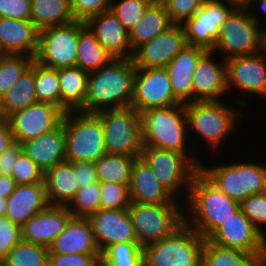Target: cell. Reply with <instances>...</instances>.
<instances>
[{
	"label": "cell",
	"mask_w": 266,
	"mask_h": 266,
	"mask_svg": "<svg viewBox=\"0 0 266 266\" xmlns=\"http://www.w3.org/2000/svg\"><path fill=\"white\" fill-rule=\"evenodd\" d=\"M225 62L230 94L232 88H236L243 92V96L255 94L266 100V48L256 54L229 58Z\"/></svg>",
	"instance_id": "2e32d148"
},
{
	"label": "cell",
	"mask_w": 266,
	"mask_h": 266,
	"mask_svg": "<svg viewBox=\"0 0 266 266\" xmlns=\"http://www.w3.org/2000/svg\"><path fill=\"white\" fill-rule=\"evenodd\" d=\"M207 239L217 246L242 250L257 257L261 262L266 261V237L241 209Z\"/></svg>",
	"instance_id": "9a60e30c"
},
{
	"label": "cell",
	"mask_w": 266,
	"mask_h": 266,
	"mask_svg": "<svg viewBox=\"0 0 266 266\" xmlns=\"http://www.w3.org/2000/svg\"><path fill=\"white\" fill-rule=\"evenodd\" d=\"M130 201L147 204H182L155 177L149 165L140 157L132 167L129 186Z\"/></svg>",
	"instance_id": "d4e9b609"
},
{
	"label": "cell",
	"mask_w": 266,
	"mask_h": 266,
	"mask_svg": "<svg viewBox=\"0 0 266 266\" xmlns=\"http://www.w3.org/2000/svg\"><path fill=\"white\" fill-rule=\"evenodd\" d=\"M34 80L37 101L60 109L58 69L45 67L34 60Z\"/></svg>",
	"instance_id": "f35d334b"
},
{
	"label": "cell",
	"mask_w": 266,
	"mask_h": 266,
	"mask_svg": "<svg viewBox=\"0 0 266 266\" xmlns=\"http://www.w3.org/2000/svg\"><path fill=\"white\" fill-rule=\"evenodd\" d=\"M216 52L208 50L198 61L193 76V101H221L227 89L226 62L217 63ZM226 94V95H225Z\"/></svg>",
	"instance_id": "ffe728a7"
},
{
	"label": "cell",
	"mask_w": 266,
	"mask_h": 266,
	"mask_svg": "<svg viewBox=\"0 0 266 266\" xmlns=\"http://www.w3.org/2000/svg\"><path fill=\"white\" fill-rule=\"evenodd\" d=\"M22 240V226L12 222L7 216L0 217V260Z\"/></svg>",
	"instance_id": "7dc6e473"
},
{
	"label": "cell",
	"mask_w": 266,
	"mask_h": 266,
	"mask_svg": "<svg viewBox=\"0 0 266 266\" xmlns=\"http://www.w3.org/2000/svg\"><path fill=\"white\" fill-rule=\"evenodd\" d=\"M85 27V22L75 20L40 30L39 46L34 60L53 69L75 67L79 33Z\"/></svg>",
	"instance_id": "7c38bea8"
},
{
	"label": "cell",
	"mask_w": 266,
	"mask_h": 266,
	"mask_svg": "<svg viewBox=\"0 0 266 266\" xmlns=\"http://www.w3.org/2000/svg\"><path fill=\"white\" fill-rule=\"evenodd\" d=\"M104 127L108 154L141 157L143 149L141 114L134 108L108 109L96 113Z\"/></svg>",
	"instance_id": "30bf717a"
},
{
	"label": "cell",
	"mask_w": 266,
	"mask_h": 266,
	"mask_svg": "<svg viewBox=\"0 0 266 266\" xmlns=\"http://www.w3.org/2000/svg\"><path fill=\"white\" fill-rule=\"evenodd\" d=\"M101 254H49L48 266H99Z\"/></svg>",
	"instance_id": "681fc988"
},
{
	"label": "cell",
	"mask_w": 266,
	"mask_h": 266,
	"mask_svg": "<svg viewBox=\"0 0 266 266\" xmlns=\"http://www.w3.org/2000/svg\"><path fill=\"white\" fill-rule=\"evenodd\" d=\"M43 182L50 205L68 206L78 190L73 164L68 161L55 164L46 170Z\"/></svg>",
	"instance_id": "f1b7e54d"
},
{
	"label": "cell",
	"mask_w": 266,
	"mask_h": 266,
	"mask_svg": "<svg viewBox=\"0 0 266 266\" xmlns=\"http://www.w3.org/2000/svg\"><path fill=\"white\" fill-rule=\"evenodd\" d=\"M66 161L96 162L106 152L104 127L96 113L68 111L63 120Z\"/></svg>",
	"instance_id": "277c9868"
},
{
	"label": "cell",
	"mask_w": 266,
	"mask_h": 266,
	"mask_svg": "<svg viewBox=\"0 0 266 266\" xmlns=\"http://www.w3.org/2000/svg\"><path fill=\"white\" fill-rule=\"evenodd\" d=\"M16 181L11 176L0 175V198H8L16 188Z\"/></svg>",
	"instance_id": "9f6ffc18"
},
{
	"label": "cell",
	"mask_w": 266,
	"mask_h": 266,
	"mask_svg": "<svg viewBox=\"0 0 266 266\" xmlns=\"http://www.w3.org/2000/svg\"><path fill=\"white\" fill-rule=\"evenodd\" d=\"M44 182L17 184L7 198L6 216L23 226L30 218L49 206Z\"/></svg>",
	"instance_id": "4316f807"
},
{
	"label": "cell",
	"mask_w": 266,
	"mask_h": 266,
	"mask_svg": "<svg viewBox=\"0 0 266 266\" xmlns=\"http://www.w3.org/2000/svg\"><path fill=\"white\" fill-rule=\"evenodd\" d=\"M205 165L201 162L199 171L220 191L239 203L255 193L266 191V165L252 161L213 164V167Z\"/></svg>",
	"instance_id": "8992f818"
},
{
	"label": "cell",
	"mask_w": 266,
	"mask_h": 266,
	"mask_svg": "<svg viewBox=\"0 0 266 266\" xmlns=\"http://www.w3.org/2000/svg\"><path fill=\"white\" fill-rule=\"evenodd\" d=\"M64 114L53 104L37 102L12 113L7 121L15 142L22 144L56 129L62 123Z\"/></svg>",
	"instance_id": "e0dca14e"
},
{
	"label": "cell",
	"mask_w": 266,
	"mask_h": 266,
	"mask_svg": "<svg viewBox=\"0 0 266 266\" xmlns=\"http://www.w3.org/2000/svg\"><path fill=\"white\" fill-rule=\"evenodd\" d=\"M258 1V2H257ZM256 3H258L257 5H256ZM258 5H260L259 7H257V9L259 8V10H260V12H261V14L263 13L264 15L266 14V0H247L244 4H243V6H245L246 8H247V10L249 11V14H250V16H251V18L254 20V21H256V23L258 24V25H261L260 23V17L261 16H259V15H255V11L257 12V10L256 9H253V7L254 6H258ZM259 16V17H258ZM266 29V28H265Z\"/></svg>",
	"instance_id": "11a10c76"
},
{
	"label": "cell",
	"mask_w": 266,
	"mask_h": 266,
	"mask_svg": "<svg viewBox=\"0 0 266 266\" xmlns=\"http://www.w3.org/2000/svg\"><path fill=\"white\" fill-rule=\"evenodd\" d=\"M37 102L33 61L16 83L0 98V116L7 119L12 113Z\"/></svg>",
	"instance_id": "1f68e13d"
},
{
	"label": "cell",
	"mask_w": 266,
	"mask_h": 266,
	"mask_svg": "<svg viewBox=\"0 0 266 266\" xmlns=\"http://www.w3.org/2000/svg\"><path fill=\"white\" fill-rule=\"evenodd\" d=\"M85 23L114 59L132 58L134 51L130 46L129 33L112 9L89 18Z\"/></svg>",
	"instance_id": "44dd1931"
},
{
	"label": "cell",
	"mask_w": 266,
	"mask_h": 266,
	"mask_svg": "<svg viewBox=\"0 0 266 266\" xmlns=\"http://www.w3.org/2000/svg\"><path fill=\"white\" fill-rule=\"evenodd\" d=\"M153 2L154 0H114L111 9L129 32L144 17Z\"/></svg>",
	"instance_id": "b9f144b4"
},
{
	"label": "cell",
	"mask_w": 266,
	"mask_h": 266,
	"mask_svg": "<svg viewBox=\"0 0 266 266\" xmlns=\"http://www.w3.org/2000/svg\"><path fill=\"white\" fill-rule=\"evenodd\" d=\"M186 200L184 222L206 239L240 210L239 202L230 199L200 171L192 178Z\"/></svg>",
	"instance_id": "6da1fadb"
},
{
	"label": "cell",
	"mask_w": 266,
	"mask_h": 266,
	"mask_svg": "<svg viewBox=\"0 0 266 266\" xmlns=\"http://www.w3.org/2000/svg\"><path fill=\"white\" fill-rule=\"evenodd\" d=\"M143 146H152L185 154L198 168L201 161L195 150L188 147V131L185 104L164 108H151L141 113ZM187 143V144H186ZM195 155V156H194ZM197 155V157H196ZM198 160V161H197ZM200 160V161H199Z\"/></svg>",
	"instance_id": "3957f363"
},
{
	"label": "cell",
	"mask_w": 266,
	"mask_h": 266,
	"mask_svg": "<svg viewBox=\"0 0 266 266\" xmlns=\"http://www.w3.org/2000/svg\"><path fill=\"white\" fill-rule=\"evenodd\" d=\"M50 254H101L88 218L72 217L49 246Z\"/></svg>",
	"instance_id": "484cf974"
},
{
	"label": "cell",
	"mask_w": 266,
	"mask_h": 266,
	"mask_svg": "<svg viewBox=\"0 0 266 266\" xmlns=\"http://www.w3.org/2000/svg\"><path fill=\"white\" fill-rule=\"evenodd\" d=\"M182 104L173 94L165 67H136L131 107L140 114L151 108Z\"/></svg>",
	"instance_id": "5bb4252c"
},
{
	"label": "cell",
	"mask_w": 266,
	"mask_h": 266,
	"mask_svg": "<svg viewBox=\"0 0 266 266\" xmlns=\"http://www.w3.org/2000/svg\"><path fill=\"white\" fill-rule=\"evenodd\" d=\"M72 217L67 206L49 205L22 226V240L49 248Z\"/></svg>",
	"instance_id": "7402d4cb"
},
{
	"label": "cell",
	"mask_w": 266,
	"mask_h": 266,
	"mask_svg": "<svg viewBox=\"0 0 266 266\" xmlns=\"http://www.w3.org/2000/svg\"><path fill=\"white\" fill-rule=\"evenodd\" d=\"M88 219L100 253L116 243L138 242L128 209H100Z\"/></svg>",
	"instance_id": "d6986e66"
},
{
	"label": "cell",
	"mask_w": 266,
	"mask_h": 266,
	"mask_svg": "<svg viewBox=\"0 0 266 266\" xmlns=\"http://www.w3.org/2000/svg\"><path fill=\"white\" fill-rule=\"evenodd\" d=\"M261 26L245 6L239 5L221 26L213 51L225 54L224 60L259 53L266 45V30Z\"/></svg>",
	"instance_id": "ba28073f"
},
{
	"label": "cell",
	"mask_w": 266,
	"mask_h": 266,
	"mask_svg": "<svg viewBox=\"0 0 266 266\" xmlns=\"http://www.w3.org/2000/svg\"><path fill=\"white\" fill-rule=\"evenodd\" d=\"M187 45L182 24H173L163 33L137 47L132 61L135 67H166Z\"/></svg>",
	"instance_id": "ac0fdd59"
},
{
	"label": "cell",
	"mask_w": 266,
	"mask_h": 266,
	"mask_svg": "<svg viewBox=\"0 0 266 266\" xmlns=\"http://www.w3.org/2000/svg\"><path fill=\"white\" fill-rule=\"evenodd\" d=\"M261 261L238 249H229L217 246L208 239L205 241L201 266H260Z\"/></svg>",
	"instance_id": "e575fe53"
},
{
	"label": "cell",
	"mask_w": 266,
	"mask_h": 266,
	"mask_svg": "<svg viewBox=\"0 0 266 266\" xmlns=\"http://www.w3.org/2000/svg\"><path fill=\"white\" fill-rule=\"evenodd\" d=\"M3 55H4V54L0 51V60H1V58H2Z\"/></svg>",
	"instance_id": "91938a15"
},
{
	"label": "cell",
	"mask_w": 266,
	"mask_h": 266,
	"mask_svg": "<svg viewBox=\"0 0 266 266\" xmlns=\"http://www.w3.org/2000/svg\"><path fill=\"white\" fill-rule=\"evenodd\" d=\"M240 209L261 234L266 237V191L255 193L244 199L240 203Z\"/></svg>",
	"instance_id": "ee69618b"
},
{
	"label": "cell",
	"mask_w": 266,
	"mask_h": 266,
	"mask_svg": "<svg viewBox=\"0 0 266 266\" xmlns=\"http://www.w3.org/2000/svg\"><path fill=\"white\" fill-rule=\"evenodd\" d=\"M30 20L39 30L71 23V0H31Z\"/></svg>",
	"instance_id": "d6a6232c"
},
{
	"label": "cell",
	"mask_w": 266,
	"mask_h": 266,
	"mask_svg": "<svg viewBox=\"0 0 266 266\" xmlns=\"http://www.w3.org/2000/svg\"><path fill=\"white\" fill-rule=\"evenodd\" d=\"M143 247L138 242L116 243L107 247L100 257L105 266H144Z\"/></svg>",
	"instance_id": "8d00e7d4"
},
{
	"label": "cell",
	"mask_w": 266,
	"mask_h": 266,
	"mask_svg": "<svg viewBox=\"0 0 266 266\" xmlns=\"http://www.w3.org/2000/svg\"><path fill=\"white\" fill-rule=\"evenodd\" d=\"M137 158L106 153L95 162L98 181L130 184L132 167Z\"/></svg>",
	"instance_id": "d590c367"
},
{
	"label": "cell",
	"mask_w": 266,
	"mask_h": 266,
	"mask_svg": "<svg viewBox=\"0 0 266 266\" xmlns=\"http://www.w3.org/2000/svg\"><path fill=\"white\" fill-rule=\"evenodd\" d=\"M223 101H192L185 103L188 131L198 135L208 144L209 151H217L229 133L237 127L238 110ZM236 123V124H235Z\"/></svg>",
	"instance_id": "5b68a950"
},
{
	"label": "cell",
	"mask_w": 266,
	"mask_h": 266,
	"mask_svg": "<svg viewBox=\"0 0 266 266\" xmlns=\"http://www.w3.org/2000/svg\"><path fill=\"white\" fill-rule=\"evenodd\" d=\"M208 50L187 45L165 67L174 96L183 104L193 101V76L199 59Z\"/></svg>",
	"instance_id": "cb8c5ba5"
},
{
	"label": "cell",
	"mask_w": 266,
	"mask_h": 266,
	"mask_svg": "<svg viewBox=\"0 0 266 266\" xmlns=\"http://www.w3.org/2000/svg\"><path fill=\"white\" fill-rule=\"evenodd\" d=\"M113 0H71L73 17L86 22L89 18L111 9Z\"/></svg>",
	"instance_id": "c3c4849f"
},
{
	"label": "cell",
	"mask_w": 266,
	"mask_h": 266,
	"mask_svg": "<svg viewBox=\"0 0 266 266\" xmlns=\"http://www.w3.org/2000/svg\"><path fill=\"white\" fill-rule=\"evenodd\" d=\"M22 151L21 144L15 142L0 154V175L12 176L14 165Z\"/></svg>",
	"instance_id": "f5cc1de1"
},
{
	"label": "cell",
	"mask_w": 266,
	"mask_h": 266,
	"mask_svg": "<svg viewBox=\"0 0 266 266\" xmlns=\"http://www.w3.org/2000/svg\"><path fill=\"white\" fill-rule=\"evenodd\" d=\"M44 172L22 151L13 168L12 178L17 184L43 182Z\"/></svg>",
	"instance_id": "f6af8a7d"
},
{
	"label": "cell",
	"mask_w": 266,
	"mask_h": 266,
	"mask_svg": "<svg viewBox=\"0 0 266 266\" xmlns=\"http://www.w3.org/2000/svg\"><path fill=\"white\" fill-rule=\"evenodd\" d=\"M205 241L184 222L170 236L143 247L144 266H201Z\"/></svg>",
	"instance_id": "52a82bcc"
},
{
	"label": "cell",
	"mask_w": 266,
	"mask_h": 266,
	"mask_svg": "<svg viewBox=\"0 0 266 266\" xmlns=\"http://www.w3.org/2000/svg\"><path fill=\"white\" fill-rule=\"evenodd\" d=\"M0 17L30 20L31 0H0Z\"/></svg>",
	"instance_id": "f907efd6"
},
{
	"label": "cell",
	"mask_w": 266,
	"mask_h": 266,
	"mask_svg": "<svg viewBox=\"0 0 266 266\" xmlns=\"http://www.w3.org/2000/svg\"><path fill=\"white\" fill-rule=\"evenodd\" d=\"M173 23L162 1H154L146 10L144 17L128 32L131 49L163 33Z\"/></svg>",
	"instance_id": "4dcf8cb0"
},
{
	"label": "cell",
	"mask_w": 266,
	"mask_h": 266,
	"mask_svg": "<svg viewBox=\"0 0 266 266\" xmlns=\"http://www.w3.org/2000/svg\"><path fill=\"white\" fill-rule=\"evenodd\" d=\"M34 57L4 54L0 60V98L16 83L32 64Z\"/></svg>",
	"instance_id": "ab89813d"
},
{
	"label": "cell",
	"mask_w": 266,
	"mask_h": 266,
	"mask_svg": "<svg viewBox=\"0 0 266 266\" xmlns=\"http://www.w3.org/2000/svg\"><path fill=\"white\" fill-rule=\"evenodd\" d=\"M40 30L31 20L0 17V51L3 54L36 56Z\"/></svg>",
	"instance_id": "603a6c76"
},
{
	"label": "cell",
	"mask_w": 266,
	"mask_h": 266,
	"mask_svg": "<svg viewBox=\"0 0 266 266\" xmlns=\"http://www.w3.org/2000/svg\"><path fill=\"white\" fill-rule=\"evenodd\" d=\"M78 189L84 188L89 184L98 182L96 167L94 162H72Z\"/></svg>",
	"instance_id": "816d5d0a"
},
{
	"label": "cell",
	"mask_w": 266,
	"mask_h": 266,
	"mask_svg": "<svg viewBox=\"0 0 266 266\" xmlns=\"http://www.w3.org/2000/svg\"><path fill=\"white\" fill-rule=\"evenodd\" d=\"M239 5L233 0H205L201 8L182 24L187 44L213 51L221 26Z\"/></svg>",
	"instance_id": "4fadbf2b"
},
{
	"label": "cell",
	"mask_w": 266,
	"mask_h": 266,
	"mask_svg": "<svg viewBox=\"0 0 266 266\" xmlns=\"http://www.w3.org/2000/svg\"><path fill=\"white\" fill-rule=\"evenodd\" d=\"M113 59L87 26L79 33L77 67L91 73L109 64Z\"/></svg>",
	"instance_id": "836d02e7"
},
{
	"label": "cell",
	"mask_w": 266,
	"mask_h": 266,
	"mask_svg": "<svg viewBox=\"0 0 266 266\" xmlns=\"http://www.w3.org/2000/svg\"><path fill=\"white\" fill-rule=\"evenodd\" d=\"M15 143L14 136L7 119H0V154Z\"/></svg>",
	"instance_id": "db71d44e"
},
{
	"label": "cell",
	"mask_w": 266,
	"mask_h": 266,
	"mask_svg": "<svg viewBox=\"0 0 266 266\" xmlns=\"http://www.w3.org/2000/svg\"><path fill=\"white\" fill-rule=\"evenodd\" d=\"M136 67L129 59H113L89 73L84 112L97 113L131 106Z\"/></svg>",
	"instance_id": "7a4b0ae2"
},
{
	"label": "cell",
	"mask_w": 266,
	"mask_h": 266,
	"mask_svg": "<svg viewBox=\"0 0 266 266\" xmlns=\"http://www.w3.org/2000/svg\"><path fill=\"white\" fill-rule=\"evenodd\" d=\"M73 217L88 218L101 209L100 182H94L76 191L75 197L67 206Z\"/></svg>",
	"instance_id": "60d3db41"
},
{
	"label": "cell",
	"mask_w": 266,
	"mask_h": 266,
	"mask_svg": "<svg viewBox=\"0 0 266 266\" xmlns=\"http://www.w3.org/2000/svg\"><path fill=\"white\" fill-rule=\"evenodd\" d=\"M89 73L80 67L58 69L60 87V109L84 112V101L87 94Z\"/></svg>",
	"instance_id": "f546056e"
},
{
	"label": "cell",
	"mask_w": 266,
	"mask_h": 266,
	"mask_svg": "<svg viewBox=\"0 0 266 266\" xmlns=\"http://www.w3.org/2000/svg\"><path fill=\"white\" fill-rule=\"evenodd\" d=\"M130 184L100 182L101 209H128L130 204Z\"/></svg>",
	"instance_id": "7bdbcfd3"
},
{
	"label": "cell",
	"mask_w": 266,
	"mask_h": 266,
	"mask_svg": "<svg viewBox=\"0 0 266 266\" xmlns=\"http://www.w3.org/2000/svg\"><path fill=\"white\" fill-rule=\"evenodd\" d=\"M141 158L149 165L157 180L166 189L178 200L184 197L185 199L182 201H186L192 178L199 171V168L185 154L143 146Z\"/></svg>",
	"instance_id": "8fae6325"
},
{
	"label": "cell",
	"mask_w": 266,
	"mask_h": 266,
	"mask_svg": "<svg viewBox=\"0 0 266 266\" xmlns=\"http://www.w3.org/2000/svg\"><path fill=\"white\" fill-rule=\"evenodd\" d=\"M49 249L21 240L2 260V266H48Z\"/></svg>",
	"instance_id": "74e56055"
},
{
	"label": "cell",
	"mask_w": 266,
	"mask_h": 266,
	"mask_svg": "<svg viewBox=\"0 0 266 266\" xmlns=\"http://www.w3.org/2000/svg\"><path fill=\"white\" fill-rule=\"evenodd\" d=\"M239 3L240 5H243L247 0H233Z\"/></svg>",
	"instance_id": "680465c9"
},
{
	"label": "cell",
	"mask_w": 266,
	"mask_h": 266,
	"mask_svg": "<svg viewBox=\"0 0 266 266\" xmlns=\"http://www.w3.org/2000/svg\"><path fill=\"white\" fill-rule=\"evenodd\" d=\"M7 198H0V217L6 216Z\"/></svg>",
	"instance_id": "6f0895ef"
},
{
	"label": "cell",
	"mask_w": 266,
	"mask_h": 266,
	"mask_svg": "<svg viewBox=\"0 0 266 266\" xmlns=\"http://www.w3.org/2000/svg\"><path fill=\"white\" fill-rule=\"evenodd\" d=\"M205 0H162L173 24H183L201 8Z\"/></svg>",
	"instance_id": "bcb514c9"
},
{
	"label": "cell",
	"mask_w": 266,
	"mask_h": 266,
	"mask_svg": "<svg viewBox=\"0 0 266 266\" xmlns=\"http://www.w3.org/2000/svg\"><path fill=\"white\" fill-rule=\"evenodd\" d=\"M147 204L130 201L128 211L138 243L145 247L170 236L184 223V204Z\"/></svg>",
	"instance_id": "9c48e42d"
},
{
	"label": "cell",
	"mask_w": 266,
	"mask_h": 266,
	"mask_svg": "<svg viewBox=\"0 0 266 266\" xmlns=\"http://www.w3.org/2000/svg\"><path fill=\"white\" fill-rule=\"evenodd\" d=\"M25 154L45 172L55 164L66 161L65 130L63 122L51 132L21 144Z\"/></svg>",
	"instance_id": "83f0119b"
}]
</instances>
